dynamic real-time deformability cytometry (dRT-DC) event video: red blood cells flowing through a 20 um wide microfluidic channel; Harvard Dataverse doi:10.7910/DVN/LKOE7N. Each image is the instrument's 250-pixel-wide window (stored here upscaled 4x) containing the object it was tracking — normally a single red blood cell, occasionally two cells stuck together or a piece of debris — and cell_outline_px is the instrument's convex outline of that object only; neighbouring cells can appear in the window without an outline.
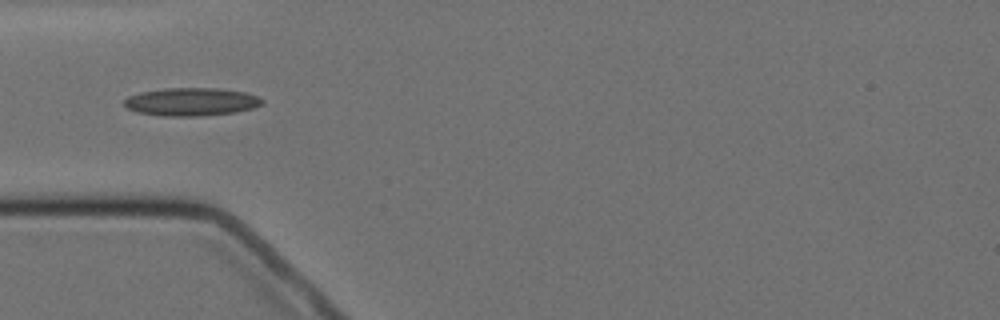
{"species": "Egyptian fruit bat (a non-hibernating species)", "species_latin": "Rousettus aegyptiacus", "temperature_condition": "cold", "stored_images_in_passage": 5, "camera_frame_rate_fps": 3000, "um_per_image_px": 0.085, "animal": {"sex": "female"}, "frame": {"image": 1, "passage_image": 1, "time_ms": 0.0, "image_size_px": [1000, 320], "cell_outline_px": [[264, 100], [260, 104], [252, 108], [236, 112], [196, 116], [164, 116], [136, 112], [128, 108], [124, 104], [124, 100], [128, 96], [140, 92], [164, 88], [216, 88], [244, 92], [256, 96]], "centroid_in_image_um": [16.22, 8.65], "position_along_channel_um": 68.8, "area_um2": 22.37}}
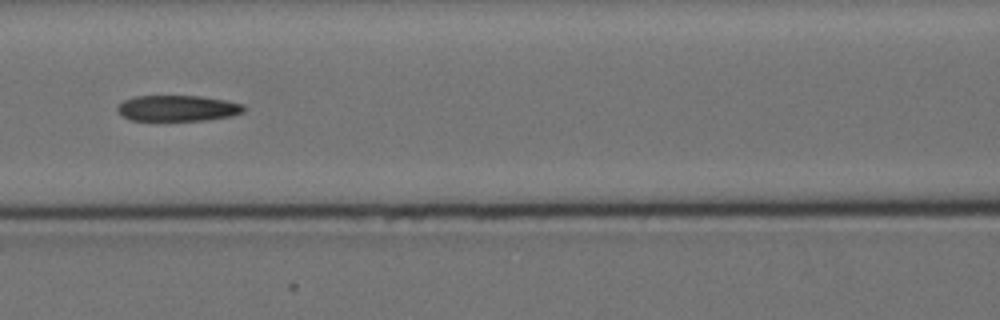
{"frame": {"image": 2, "passage_image": 3, "time_ms": 2.333, "image_size_px": [1000, 320], "cell_outline_px": [[244, 112], [232, 116], [208, 120], [132, 120], [124, 116], [116, 108], [124, 100], [136, 96], [200, 96], [228, 100], [244, 104]], "centroid_in_image_um": [15.17, 9.19], "position_along_channel_um": 151.4, "area_um2": 19.02}}
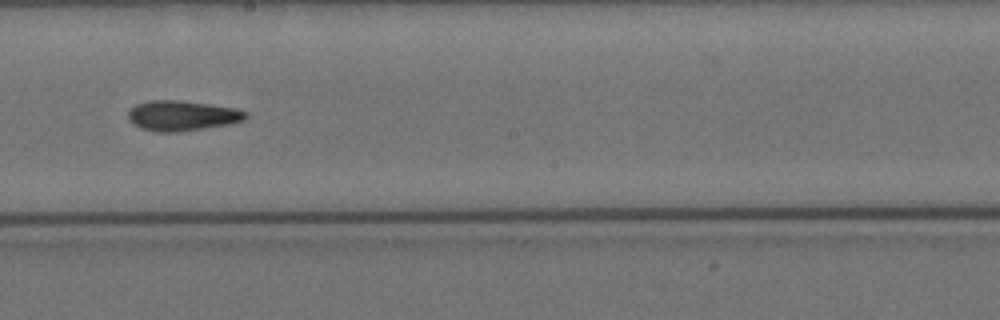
{"frame": {"image": 3, "passage_image": 5, "time_ms": 4.667, "image_size_px": [1000, 320], "cell_outline_px": [[248, 116], [244, 120], [232, 124], [176, 132], [156, 132], [140, 128], [132, 124], [128, 120], [128, 112], [136, 104], [148, 100], [180, 100], [208, 104], [232, 108], [248, 112]], "centroid_in_image_um": [15.45, 9.84], "position_along_channel_um": 232.7, "area_um2": 20.75}}